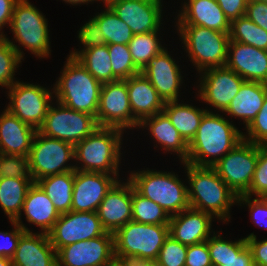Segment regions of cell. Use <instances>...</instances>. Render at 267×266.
I'll use <instances>...</instances> for the list:
<instances>
[{
    "label": "cell",
    "instance_id": "obj_1",
    "mask_svg": "<svg viewBox=\"0 0 267 266\" xmlns=\"http://www.w3.org/2000/svg\"><path fill=\"white\" fill-rule=\"evenodd\" d=\"M242 140L243 132L223 115L207 111L194 138L188 144L186 163L212 167Z\"/></svg>",
    "mask_w": 267,
    "mask_h": 266
},
{
    "label": "cell",
    "instance_id": "obj_2",
    "mask_svg": "<svg viewBox=\"0 0 267 266\" xmlns=\"http://www.w3.org/2000/svg\"><path fill=\"white\" fill-rule=\"evenodd\" d=\"M190 188L188 199L190 208L207 212L219 220L228 222L230 208L237 203V195L219 177L213 167L196 166L184 162ZM221 218V219H220Z\"/></svg>",
    "mask_w": 267,
    "mask_h": 266
},
{
    "label": "cell",
    "instance_id": "obj_3",
    "mask_svg": "<svg viewBox=\"0 0 267 266\" xmlns=\"http://www.w3.org/2000/svg\"><path fill=\"white\" fill-rule=\"evenodd\" d=\"M64 66L53 88L57 102L96 118L103 84L72 56Z\"/></svg>",
    "mask_w": 267,
    "mask_h": 266
},
{
    "label": "cell",
    "instance_id": "obj_4",
    "mask_svg": "<svg viewBox=\"0 0 267 266\" xmlns=\"http://www.w3.org/2000/svg\"><path fill=\"white\" fill-rule=\"evenodd\" d=\"M116 262L157 260L169 236V225H153L129 221L114 233Z\"/></svg>",
    "mask_w": 267,
    "mask_h": 266
},
{
    "label": "cell",
    "instance_id": "obj_5",
    "mask_svg": "<svg viewBox=\"0 0 267 266\" xmlns=\"http://www.w3.org/2000/svg\"><path fill=\"white\" fill-rule=\"evenodd\" d=\"M123 130L113 127H97L84 140L74 146L75 158L83 162L75 170L102 172L117 176Z\"/></svg>",
    "mask_w": 267,
    "mask_h": 266
},
{
    "label": "cell",
    "instance_id": "obj_6",
    "mask_svg": "<svg viewBox=\"0 0 267 266\" xmlns=\"http://www.w3.org/2000/svg\"><path fill=\"white\" fill-rule=\"evenodd\" d=\"M129 180L139 194L161 206L169 216L190 208L188 187L171 172H131Z\"/></svg>",
    "mask_w": 267,
    "mask_h": 266
},
{
    "label": "cell",
    "instance_id": "obj_7",
    "mask_svg": "<svg viewBox=\"0 0 267 266\" xmlns=\"http://www.w3.org/2000/svg\"><path fill=\"white\" fill-rule=\"evenodd\" d=\"M178 31L188 52L190 61L199 72L226 66L229 33L211 30L201 26H178Z\"/></svg>",
    "mask_w": 267,
    "mask_h": 266
},
{
    "label": "cell",
    "instance_id": "obj_8",
    "mask_svg": "<svg viewBox=\"0 0 267 266\" xmlns=\"http://www.w3.org/2000/svg\"><path fill=\"white\" fill-rule=\"evenodd\" d=\"M29 158L33 181L47 176L75 171V166L65 165L75 158L74 145L41 134L38 130L33 138Z\"/></svg>",
    "mask_w": 267,
    "mask_h": 266
},
{
    "label": "cell",
    "instance_id": "obj_9",
    "mask_svg": "<svg viewBox=\"0 0 267 266\" xmlns=\"http://www.w3.org/2000/svg\"><path fill=\"white\" fill-rule=\"evenodd\" d=\"M10 28L14 39L31 53L41 58L49 55L47 19L27 0L15 3Z\"/></svg>",
    "mask_w": 267,
    "mask_h": 266
},
{
    "label": "cell",
    "instance_id": "obj_10",
    "mask_svg": "<svg viewBox=\"0 0 267 266\" xmlns=\"http://www.w3.org/2000/svg\"><path fill=\"white\" fill-rule=\"evenodd\" d=\"M258 157L259 145L243 139L212 167L239 197L250 188Z\"/></svg>",
    "mask_w": 267,
    "mask_h": 266
},
{
    "label": "cell",
    "instance_id": "obj_11",
    "mask_svg": "<svg viewBox=\"0 0 267 266\" xmlns=\"http://www.w3.org/2000/svg\"><path fill=\"white\" fill-rule=\"evenodd\" d=\"M57 104V108L50 105L44 122L38 129L41 134L75 146L99 127L94 116L70 109L60 102Z\"/></svg>",
    "mask_w": 267,
    "mask_h": 266
},
{
    "label": "cell",
    "instance_id": "obj_12",
    "mask_svg": "<svg viewBox=\"0 0 267 266\" xmlns=\"http://www.w3.org/2000/svg\"><path fill=\"white\" fill-rule=\"evenodd\" d=\"M9 89L7 110L22 122L38 130L47 115L52 93L45 87L16 81Z\"/></svg>",
    "mask_w": 267,
    "mask_h": 266
},
{
    "label": "cell",
    "instance_id": "obj_13",
    "mask_svg": "<svg viewBox=\"0 0 267 266\" xmlns=\"http://www.w3.org/2000/svg\"><path fill=\"white\" fill-rule=\"evenodd\" d=\"M116 262L111 232L66 245L57 251V266H112Z\"/></svg>",
    "mask_w": 267,
    "mask_h": 266
},
{
    "label": "cell",
    "instance_id": "obj_14",
    "mask_svg": "<svg viewBox=\"0 0 267 266\" xmlns=\"http://www.w3.org/2000/svg\"><path fill=\"white\" fill-rule=\"evenodd\" d=\"M96 121L100 127H113L123 131L139 126L132 115L125 80L102 85Z\"/></svg>",
    "mask_w": 267,
    "mask_h": 266
},
{
    "label": "cell",
    "instance_id": "obj_15",
    "mask_svg": "<svg viewBox=\"0 0 267 266\" xmlns=\"http://www.w3.org/2000/svg\"><path fill=\"white\" fill-rule=\"evenodd\" d=\"M105 232L97 212L70 211L60 214L48 236L51 245L58 251L66 245L90 240Z\"/></svg>",
    "mask_w": 267,
    "mask_h": 266
},
{
    "label": "cell",
    "instance_id": "obj_16",
    "mask_svg": "<svg viewBox=\"0 0 267 266\" xmlns=\"http://www.w3.org/2000/svg\"><path fill=\"white\" fill-rule=\"evenodd\" d=\"M203 71L202 74L204 75L200 78L203 79L199 86L200 99L224 112L245 80L227 66L209 68Z\"/></svg>",
    "mask_w": 267,
    "mask_h": 266
},
{
    "label": "cell",
    "instance_id": "obj_17",
    "mask_svg": "<svg viewBox=\"0 0 267 266\" xmlns=\"http://www.w3.org/2000/svg\"><path fill=\"white\" fill-rule=\"evenodd\" d=\"M108 5L133 34L159 31L162 5L158 0H109Z\"/></svg>",
    "mask_w": 267,
    "mask_h": 266
},
{
    "label": "cell",
    "instance_id": "obj_18",
    "mask_svg": "<svg viewBox=\"0 0 267 266\" xmlns=\"http://www.w3.org/2000/svg\"><path fill=\"white\" fill-rule=\"evenodd\" d=\"M117 178L102 172L75 170L71 211L96 212Z\"/></svg>",
    "mask_w": 267,
    "mask_h": 266
},
{
    "label": "cell",
    "instance_id": "obj_19",
    "mask_svg": "<svg viewBox=\"0 0 267 266\" xmlns=\"http://www.w3.org/2000/svg\"><path fill=\"white\" fill-rule=\"evenodd\" d=\"M102 227L114 233L132 220V183L117 181L97 208Z\"/></svg>",
    "mask_w": 267,
    "mask_h": 266
},
{
    "label": "cell",
    "instance_id": "obj_20",
    "mask_svg": "<svg viewBox=\"0 0 267 266\" xmlns=\"http://www.w3.org/2000/svg\"><path fill=\"white\" fill-rule=\"evenodd\" d=\"M141 73L150 81L164 102L178 100L182 76L179 66L166 49L152 57Z\"/></svg>",
    "mask_w": 267,
    "mask_h": 266
},
{
    "label": "cell",
    "instance_id": "obj_21",
    "mask_svg": "<svg viewBox=\"0 0 267 266\" xmlns=\"http://www.w3.org/2000/svg\"><path fill=\"white\" fill-rule=\"evenodd\" d=\"M226 66L235 71L245 81H257L267 84L266 50L230 41Z\"/></svg>",
    "mask_w": 267,
    "mask_h": 266
},
{
    "label": "cell",
    "instance_id": "obj_22",
    "mask_svg": "<svg viewBox=\"0 0 267 266\" xmlns=\"http://www.w3.org/2000/svg\"><path fill=\"white\" fill-rule=\"evenodd\" d=\"M212 218L207 212L192 208L183 210L170 216L169 236L187 246L207 241L211 235Z\"/></svg>",
    "mask_w": 267,
    "mask_h": 266
},
{
    "label": "cell",
    "instance_id": "obj_23",
    "mask_svg": "<svg viewBox=\"0 0 267 266\" xmlns=\"http://www.w3.org/2000/svg\"><path fill=\"white\" fill-rule=\"evenodd\" d=\"M11 261L14 266H57V251L48 234L24 232Z\"/></svg>",
    "mask_w": 267,
    "mask_h": 266
},
{
    "label": "cell",
    "instance_id": "obj_24",
    "mask_svg": "<svg viewBox=\"0 0 267 266\" xmlns=\"http://www.w3.org/2000/svg\"><path fill=\"white\" fill-rule=\"evenodd\" d=\"M178 15V26H201L230 33V21L216 0H189Z\"/></svg>",
    "mask_w": 267,
    "mask_h": 266
},
{
    "label": "cell",
    "instance_id": "obj_25",
    "mask_svg": "<svg viewBox=\"0 0 267 266\" xmlns=\"http://www.w3.org/2000/svg\"><path fill=\"white\" fill-rule=\"evenodd\" d=\"M125 81L132 115L138 124L145 118L163 111L165 102L141 72L125 79Z\"/></svg>",
    "mask_w": 267,
    "mask_h": 266
},
{
    "label": "cell",
    "instance_id": "obj_26",
    "mask_svg": "<svg viewBox=\"0 0 267 266\" xmlns=\"http://www.w3.org/2000/svg\"><path fill=\"white\" fill-rule=\"evenodd\" d=\"M36 132L5 109L0 116V153L28 157Z\"/></svg>",
    "mask_w": 267,
    "mask_h": 266
},
{
    "label": "cell",
    "instance_id": "obj_27",
    "mask_svg": "<svg viewBox=\"0 0 267 266\" xmlns=\"http://www.w3.org/2000/svg\"><path fill=\"white\" fill-rule=\"evenodd\" d=\"M267 94V84L257 81H244L237 95L224 111L240 118L247 127L260 112Z\"/></svg>",
    "mask_w": 267,
    "mask_h": 266
},
{
    "label": "cell",
    "instance_id": "obj_28",
    "mask_svg": "<svg viewBox=\"0 0 267 266\" xmlns=\"http://www.w3.org/2000/svg\"><path fill=\"white\" fill-rule=\"evenodd\" d=\"M22 210L26 220L41 228L45 234L52 230L54 223L60 217L52 201L35 182L27 192Z\"/></svg>",
    "mask_w": 267,
    "mask_h": 266
},
{
    "label": "cell",
    "instance_id": "obj_29",
    "mask_svg": "<svg viewBox=\"0 0 267 266\" xmlns=\"http://www.w3.org/2000/svg\"><path fill=\"white\" fill-rule=\"evenodd\" d=\"M149 127L151 135L156 142L162 145L166 151L176 152L179 154L180 160L186 162L188 157V144L181 137L179 132L170 122L168 116L162 111L154 116L145 118L140 124V127Z\"/></svg>",
    "mask_w": 267,
    "mask_h": 266
},
{
    "label": "cell",
    "instance_id": "obj_30",
    "mask_svg": "<svg viewBox=\"0 0 267 266\" xmlns=\"http://www.w3.org/2000/svg\"><path fill=\"white\" fill-rule=\"evenodd\" d=\"M32 178H0V206L10 221H15L25 232L30 231L21 221V212Z\"/></svg>",
    "mask_w": 267,
    "mask_h": 266
},
{
    "label": "cell",
    "instance_id": "obj_31",
    "mask_svg": "<svg viewBox=\"0 0 267 266\" xmlns=\"http://www.w3.org/2000/svg\"><path fill=\"white\" fill-rule=\"evenodd\" d=\"M207 111V109L201 110L188 104H178V100L165 102L163 109V112L187 144L194 138Z\"/></svg>",
    "mask_w": 267,
    "mask_h": 266
},
{
    "label": "cell",
    "instance_id": "obj_32",
    "mask_svg": "<svg viewBox=\"0 0 267 266\" xmlns=\"http://www.w3.org/2000/svg\"><path fill=\"white\" fill-rule=\"evenodd\" d=\"M75 171L51 175L39 179L36 183L52 201L59 214L71 211Z\"/></svg>",
    "mask_w": 267,
    "mask_h": 266
},
{
    "label": "cell",
    "instance_id": "obj_33",
    "mask_svg": "<svg viewBox=\"0 0 267 266\" xmlns=\"http://www.w3.org/2000/svg\"><path fill=\"white\" fill-rule=\"evenodd\" d=\"M69 56L80 62L100 83L112 82V64L108 45L72 51Z\"/></svg>",
    "mask_w": 267,
    "mask_h": 266
},
{
    "label": "cell",
    "instance_id": "obj_34",
    "mask_svg": "<svg viewBox=\"0 0 267 266\" xmlns=\"http://www.w3.org/2000/svg\"><path fill=\"white\" fill-rule=\"evenodd\" d=\"M105 11L96 15L93 19L100 27V31L103 33L108 44H126L133 38V32L131 28L112 11L108 6Z\"/></svg>",
    "mask_w": 267,
    "mask_h": 266
},
{
    "label": "cell",
    "instance_id": "obj_35",
    "mask_svg": "<svg viewBox=\"0 0 267 266\" xmlns=\"http://www.w3.org/2000/svg\"><path fill=\"white\" fill-rule=\"evenodd\" d=\"M229 37L230 41L240 42L267 51V31L245 15L231 22Z\"/></svg>",
    "mask_w": 267,
    "mask_h": 266
},
{
    "label": "cell",
    "instance_id": "obj_36",
    "mask_svg": "<svg viewBox=\"0 0 267 266\" xmlns=\"http://www.w3.org/2000/svg\"><path fill=\"white\" fill-rule=\"evenodd\" d=\"M132 220L144 224L168 225L170 216L161 206L139 194L132 185Z\"/></svg>",
    "mask_w": 267,
    "mask_h": 266
},
{
    "label": "cell",
    "instance_id": "obj_37",
    "mask_svg": "<svg viewBox=\"0 0 267 266\" xmlns=\"http://www.w3.org/2000/svg\"><path fill=\"white\" fill-rule=\"evenodd\" d=\"M158 31L133 35L128 43L129 51L134 64L142 70L152 57H155L163 49L158 39Z\"/></svg>",
    "mask_w": 267,
    "mask_h": 266
},
{
    "label": "cell",
    "instance_id": "obj_38",
    "mask_svg": "<svg viewBox=\"0 0 267 266\" xmlns=\"http://www.w3.org/2000/svg\"><path fill=\"white\" fill-rule=\"evenodd\" d=\"M6 36L0 37V86L11 87L14 81L16 67L23 59V53Z\"/></svg>",
    "mask_w": 267,
    "mask_h": 266
},
{
    "label": "cell",
    "instance_id": "obj_39",
    "mask_svg": "<svg viewBox=\"0 0 267 266\" xmlns=\"http://www.w3.org/2000/svg\"><path fill=\"white\" fill-rule=\"evenodd\" d=\"M112 64V82L125 80L141 70L134 64L129 47L126 44H108Z\"/></svg>",
    "mask_w": 267,
    "mask_h": 266
},
{
    "label": "cell",
    "instance_id": "obj_40",
    "mask_svg": "<svg viewBox=\"0 0 267 266\" xmlns=\"http://www.w3.org/2000/svg\"><path fill=\"white\" fill-rule=\"evenodd\" d=\"M213 237L207 240V246L210 253V259L213 266H223V262L229 260L247 246L246 239H239L235 242L222 239L220 234L217 236L214 232Z\"/></svg>",
    "mask_w": 267,
    "mask_h": 266
},
{
    "label": "cell",
    "instance_id": "obj_41",
    "mask_svg": "<svg viewBox=\"0 0 267 266\" xmlns=\"http://www.w3.org/2000/svg\"><path fill=\"white\" fill-rule=\"evenodd\" d=\"M0 178H32L29 158L0 153Z\"/></svg>",
    "mask_w": 267,
    "mask_h": 266
},
{
    "label": "cell",
    "instance_id": "obj_42",
    "mask_svg": "<svg viewBox=\"0 0 267 266\" xmlns=\"http://www.w3.org/2000/svg\"><path fill=\"white\" fill-rule=\"evenodd\" d=\"M187 248V245L168 236L160 249L157 261L161 266H185Z\"/></svg>",
    "mask_w": 267,
    "mask_h": 266
},
{
    "label": "cell",
    "instance_id": "obj_43",
    "mask_svg": "<svg viewBox=\"0 0 267 266\" xmlns=\"http://www.w3.org/2000/svg\"><path fill=\"white\" fill-rule=\"evenodd\" d=\"M247 196L267 197V146L259 145V157Z\"/></svg>",
    "mask_w": 267,
    "mask_h": 266
},
{
    "label": "cell",
    "instance_id": "obj_44",
    "mask_svg": "<svg viewBox=\"0 0 267 266\" xmlns=\"http://www.w3.org/2000/svg\"><path fill=\"white\" fill-rule=\"evenodd\" d=\"M246 128L248 138L247 135L243 134L245 141L267 146V94L260 112L257 113L256 117Z\"/></svg>",
    "mask_w": 267,
    "mask_h": 266
},
{
    "label": "cell",
    "instance_id": "obj_45",
    "mask_svg": "<svg viewBox=\"0 0 267 266\" xmlns=\"http://www.w3.org/2000/svg\"><path fill=\"white\" fill-rule=\"evenodd\" d=\"M251 197L247 195H241L237 198V203L246 204L250 208V216L254 220V224L267 229V197H257L250 200Z\"/></svg>",
    "mask_w": 267,
    "mask_h": 266
},
{
    "label": "cell",
    "instance_id": "obj_46",
    "mask_svg": "<svg viewBox=\"0 0 267 266\" xmlns=\"http://www.w3.org/2000/svg\"><path fill=\"white\" fill-rule=\"evenodd\" d=\"M78 38L84 46L82 50L90 47L107 45L106 38L100 31L99 25L93 18H91L88 23L82 26L79 31Z\"/></svg>",
    "mask_w": 267,
    "mask_h": 266
},
{
    "label": "cell",
    "instance_id": "obj_47",
    "mask_svg": "<svg viewBox=\"0 0 267 266\" xmlns=\"http://www.w3.org/2000/svg\"><path fill=\"white\" fill-rule=\"evenodd\" d=\"M14 226L12 232H0V256L12 258L18 246L20 236L25 232L15 221H10Z\"/></svg>",
    "mask_w": 267,
    "mask_h": 266
},
{
    "label": "cell",
    "instance_id": "obj_48",
    "mask_svg": "<svg viewBox=\"0 0 267 266\" xmlns=\"http://www.w3.org/2000/svg\"><path fill=\"white\" fill-rule=\"evenodd\" d=\"M185 266H213L207 241L188 245Z\"/></svg>",
    "mask_w": 267,
    "mask_h": 266
},
{
    "label": "cell",
    "instance_id": "obj_49",
    "mask_svg": "<svg viewBox=\"0 0 267 266\" xmlns=\"http://www.w3.org/2000/svg\"><path fill=\"white\" fill-rule=\"evenodd\" d=\"M245 239L251 250L254 266H267V239L257 241L254 233H251Z\"/></svg>",
    "mask_w": 267,
    "mask_h": 266
},
{
    "label": "cell",
    "instance_id": "obj_50",
    "mask_svg": "<svg viewBox=\"0 0 267 266\" xmlns=\"http://www.w3.org/2000/svg\"><path fill=\"white\" fill-rule=\"evenodd\" d=\"M245 16L267 31V3L248 0Z\"/></svg>",
    "mask_w": 267,
    "mask_h": 266
},
{
    "label": "cell",
    "instance_id": "obj_51",
    "mask_svg": "<svg viewBox=\"0 0 267 266\" xmlns=\"http://www.w3.org/2000/svg\"><path fill=\"white\" fill-rule=\"evenodd\" d=\"M230 23L244 16L248 0H216Z\"/></svg>",
    "mask_w": 267,
    "mask_h": 266
},
{
    "label": "cell",
    "instance_id": "obj_52",
    "mask_svg": "<svg viewBox=\"0 0 267 266\" xmlns=\"http://www.w3.org/2000/svg\"><path fill=\"white\" fill-rule=\"evenodd\" d=\"M17 1L18 0H0V29H2L5 24H8L10 26L13 8ZM0 33V37H5V35H3V32Z\"/></svg>",
    "mask_w": 267,
    "mask_h": 266
},
{
    "label": "cell",
    "instance_id": "obj_53",
    "mask_svg": "<svg viewBox=\"0 0 267 266\" xmlns=\"http://www.w3.org/2000/svg\"><path fill=\"white\" fill-rule=\"evenodd\" d=\"M223 266H254L251 250L246 246L239 255H234L223 262Z\"/></svg>",
    "mask_w": 267,
    "mask_h": 266
},
{
    "label": "cell",
    "instance_id": "obj_54",
    "mask_svg": "<svg viewBox=\"0 0 267 266\" xmlns=\"http://www.w3.org/2000/svg\"><path fill=\"white\" fill-rule=\"evenodd\" d=\"M128 264L130 266H161L157 260L132 261Z\"/></svg>",
    "mask_w": 267,
    "mask_h": 266
},
{
    "label": "cell",
    "instance_id": "obj_55",
    "mask_svg": "<svg viewBox=\"0 0 267 266\" xmlns=\"http://www.w3.org/2000/svg\"><path fill=\"white\" fill-rule=\"evenodd\" d=\"M0 266H14L11 259L0 256Z\"/></svg>",
    "mask_w": 267,
    "mask_h": 266
},
{
    "label": "cell",
    "instance_id": "obj_56",
    "mask_svg": "<svg viewBox=\"0 0 267 266\" xmlns=\"http://www.w3.org/2000/svg\"><path fill=\"white\" fill-rule=\"evenodd\" d=\"M67 3H70L72 5H77V4H81V3H88V2H92V1H95V0H63ZM97 1V0H96Z\"/></svg>",
    "mask_w": 267,
    "mask_h": 266
},
{
    "label": "cell",
    "instance_id": "obj_57",
    "mask_svg": "<svg viewBox=\"0 0 267 266\" xmlns=\"http://www.w3.org/2000/svg\"><path fill=\"white\" fill-rule=\"evenodd\" d=\"M112 266H130L128 263L115 262Z\"/></svg>",
    "mask_w": 267,
    "mask_h": 266
},
{
    "label": "cell",
    "instance_id": "obj_58",
    "mask_svg": "<svg viewBox=\"0 0 267 266\" xmlns=\"http://www.w3.org/2000/svg\"><path fill=\"white\" fill-rule=\"evenodd\" d=\"M256 1H260V2H265V3H267V0H256Z\"/></svg>",
    "mask_w": 267,
    "mask_h": 266
},
{
    "label": "cell",
    "instance_id": "obj_59",
    "mask_svg": "<svg viewBox=\"0 0 267 266\" xmlns=\"http://www.w3.org/2000/svg\"><path fill=\"white\" fill-rule=\"evenodd\" d=\"M101 1V0H100ZM102 1H104V3L106 4L109 0H102Z\"/></svg>",
    "mask_w": 267,
    "mask_h": 266
}]
</instances>
